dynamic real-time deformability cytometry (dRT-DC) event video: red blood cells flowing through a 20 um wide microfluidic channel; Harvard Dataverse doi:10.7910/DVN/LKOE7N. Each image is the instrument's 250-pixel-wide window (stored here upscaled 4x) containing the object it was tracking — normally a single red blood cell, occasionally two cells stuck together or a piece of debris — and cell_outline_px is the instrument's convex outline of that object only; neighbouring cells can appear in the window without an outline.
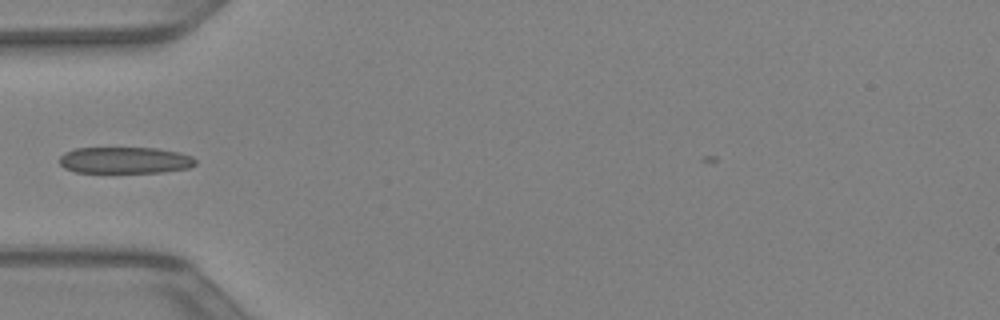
{"species": "Egyptian fruit bat (a non-hibernating species)", "species_latin": "Rousettus aegyptiacus", "temperature_condition": "warm", "stored_images_in_passage": 27, "camera_frame_rate_fps": 3000, "um_per_image_px": 0.085, "animal": {"sex": "female"}, "frame": {"image": 1, "passage_image": 1, "time_ms": 0.0, "image_size_px": [1000, 320], "cell_outline_px": [[196, 164], [188, 168], [164, 172], [76, 172], [64, 168], [60, 164], [60, 156], [64, 152], [76, 148], [156, 148], [176, 152], [192, 156], [196, 160]], "centroid_in_image_um": [10.61, 13.62], "position_along_channel_um": 74.4, "area_um2": 20.92}}
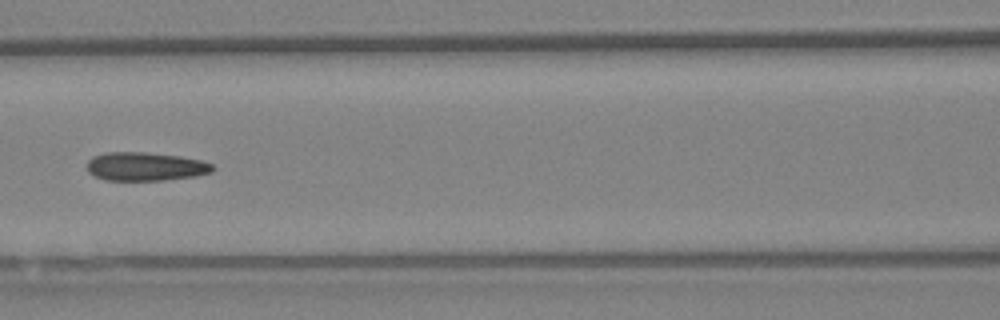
{"frame": {"image": 2, "passage_image": 6, "time_ms": 1.667, "image_size_px": [1000, 320], "cell_outline_px": [[216, 168], [212, 172], [196, 176], [164, 180], [104, 180], [88, 172], [88, 160], [92, 156], [108, 152], [144, 152], [180, 156], [200, 160], [212, 164]], "centroid_in_image_um": [12.38, 14.15], "position_along_channel_um": 154.2, "area_um2": 20.92}}
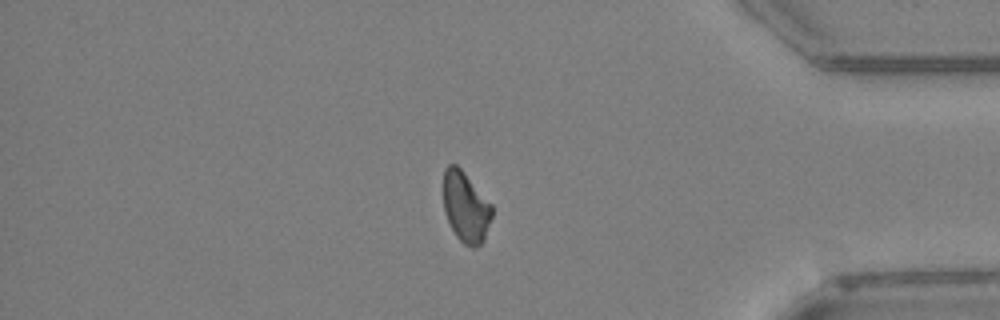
{"frame": {"image": 3, "passage_image": 23, "time_ms": 7.333, "image_size_px": [1000, 320], "cell_outline_px": [[492, 216], [484, 240], [476, 248], [472, 248], [464, 244], [456, 236], [444, 212], [444, 168], [448, 164], [456, 164], [464, 172], [492, 204]], "centroid_in_image_um": [39.59, 17.6], "position_along_channel_um": 395.6, "area_um2": 19.94}}